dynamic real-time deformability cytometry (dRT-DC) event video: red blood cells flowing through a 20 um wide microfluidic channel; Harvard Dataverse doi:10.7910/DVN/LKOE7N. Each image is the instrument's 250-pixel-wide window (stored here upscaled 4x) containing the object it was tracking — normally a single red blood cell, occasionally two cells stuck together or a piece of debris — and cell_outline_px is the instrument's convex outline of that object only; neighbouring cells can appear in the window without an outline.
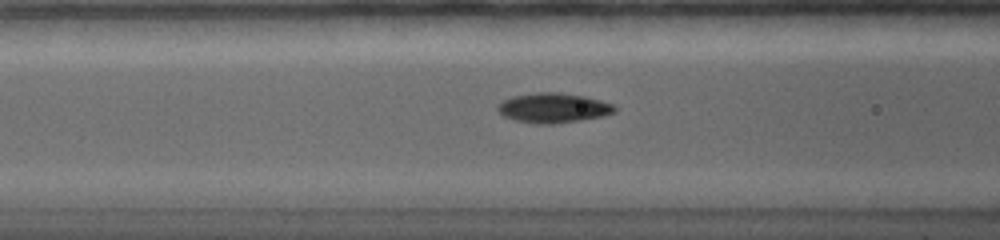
{"species": "common noctule bat (a hibernating species)", "species_latin": "Nyctalus noctula", "temperature_condition": "warm", "stored_images_in_passage": 8, "camera_frame_rate_fps": 5000, "um_per_image_px": 0.085, "animal": {"sex": "female", "body_mass_g": 19.0, "forearm_length_mm": 56.7}, "frame": {"image": 1, "passage_image": 8, "time_ms": 4.2, "image_size_px": [1000, 240], "cell_outline_px": [[616, 112], [604, 116], [556, 124], [532, 124], [500, 116], [496, 108], [496, 104], [500, 100], [516, 92], [540, 88], [552, 88], [616, 104]], "centroid_in_image_um": [46.91, 9.08], "position_along_channel_um": 119.7, "area_um2": 22.31}}